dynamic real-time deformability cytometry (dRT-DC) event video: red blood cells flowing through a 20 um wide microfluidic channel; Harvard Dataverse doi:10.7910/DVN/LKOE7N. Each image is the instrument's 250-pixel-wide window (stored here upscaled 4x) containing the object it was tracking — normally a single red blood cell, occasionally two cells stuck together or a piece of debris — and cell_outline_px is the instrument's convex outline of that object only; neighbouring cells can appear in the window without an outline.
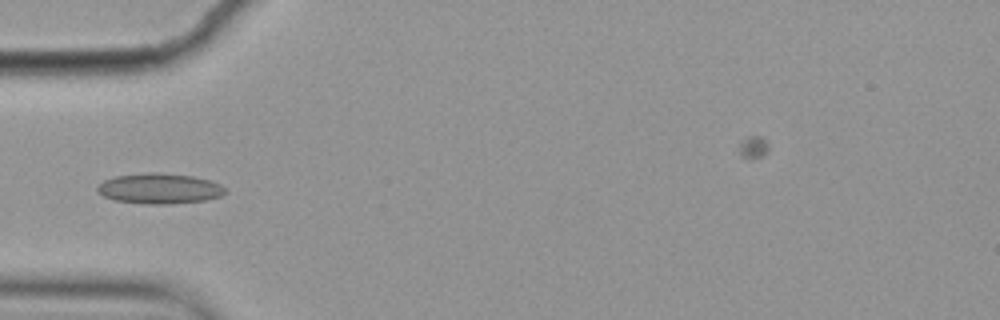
{"species": "common noctule bat (a hibernating species)", "species_latin": "Nyctalus noctula", "temperature_condition": "cold", "stored_images_in_passage": 10, "camera_frame_rate_fps": 3000, "um_per_image_px": 0.085, "animal": {"sex": "female", "body_mass_g": 19.9}, "frame": {"image": 1, "passage_image": 5, "time_ms": 1.333, "image_size_px": [1000, 320], "cell_outline_px": [[228, 192], [220, 196], [204, 200], [168, 204], [140, 204], [112, 200], [96, 192], [96, 188], [104, 180], [116, 176], [152, 172], [156, 172], [192, 176], [208, 180], [220, 184]], "centroid_in_image_um": [13.52, 16.04], "position_along_channel_um": 71.5, "area_um2": 22.66}}
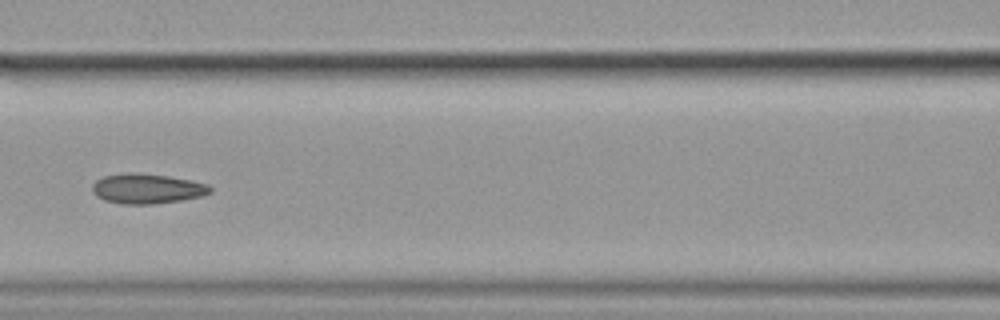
{"frame": {"image": 2, "passage_image": 7, "time_ms": 2.0, "image_size_px": [1000, 320], "cell_outline_px": [[212, 192], [204, 196], [180, 200], [152, 204], [120, 204], [104, 200], [96, 196], [92, 192], [92, 184], [96, 180], [104, 176], [132, 172], [168, 176], [192, 180], [208, 184], [212, 188]], "centroid_in_image_um": [12.51, 16.04], "position_along_channel_um": 154.1, "area_um2": 20.69}}
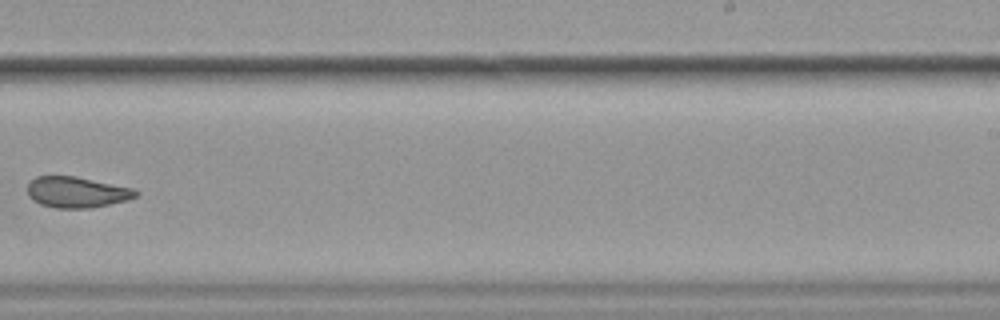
{"frame": {"image": 3, "passage_image": 10, "time_ms": 3.0, "image_size_px": [1000, 320], "cell_outline_px": [[140, 192], [136, 196], [128, 200], [88, 208], [56, 208], [40, 204], [32, 200], [28, 196], [28, 184], [36, 176], [76, 176], [132, 188]], "centroid_in_image_um": [6.51, 16.33], "position_along_channel_um": 282.5, "area_um2": 19.42}}